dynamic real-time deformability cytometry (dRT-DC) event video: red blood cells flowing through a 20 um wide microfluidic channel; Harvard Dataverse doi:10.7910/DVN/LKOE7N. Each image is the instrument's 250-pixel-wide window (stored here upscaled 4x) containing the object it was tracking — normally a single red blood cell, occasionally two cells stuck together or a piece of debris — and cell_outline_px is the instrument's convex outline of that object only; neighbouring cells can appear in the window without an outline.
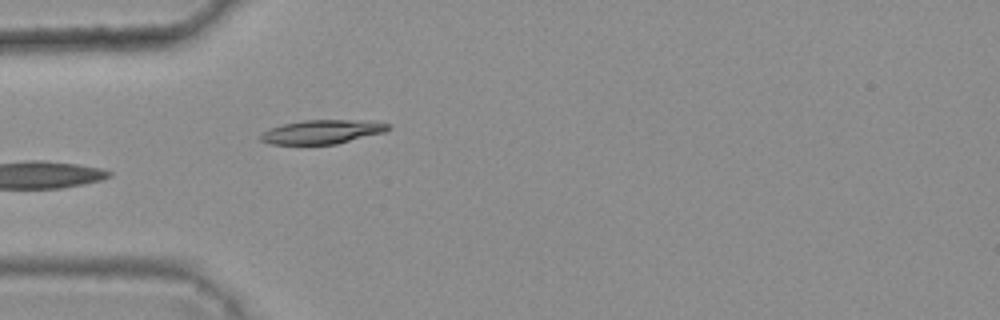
{"species": "common noctule bat (a hibernating species)", "species_latin": "Nyctalus noctula", "temperature_condition": "warm", "stored_images_in_passage": 3, "camera_frame_rate_fps": 3000, "um_per_image_px": 0.085, "animal": {"sex": "female", "body_mass_g": 25.1}, "frame": {"image": 1, "passage_image": 3, "time_ms": 0.667, "image_size_px": [1000, 320], "cell_outline_px": [[392, 128], [384, 132], [336, 144], [272, 144], [260, 140], [260, 136], [268, 128], [284, 124], [304, 120], [348, 120], [388, 124]], "centroid_in_image_um": [27.33, 11.21], "position_along_channel_um": 57.7, "area_um2": 17.4}}